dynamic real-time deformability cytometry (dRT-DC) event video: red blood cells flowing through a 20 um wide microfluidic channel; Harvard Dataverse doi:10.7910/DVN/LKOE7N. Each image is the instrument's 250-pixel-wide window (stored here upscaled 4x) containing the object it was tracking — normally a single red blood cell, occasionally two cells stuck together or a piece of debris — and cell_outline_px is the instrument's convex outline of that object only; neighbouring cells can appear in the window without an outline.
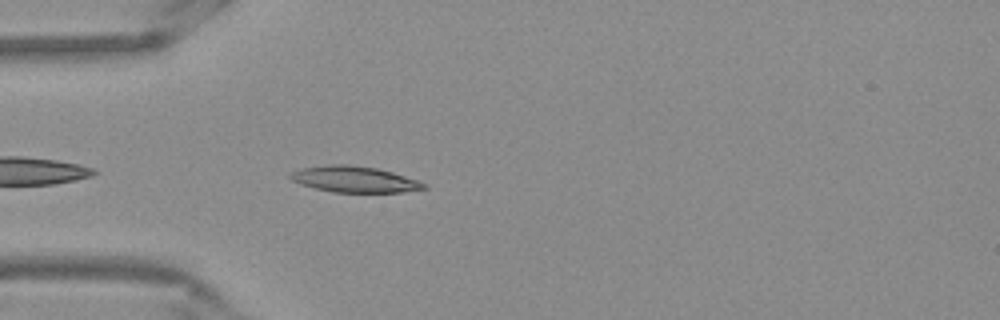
{"species": "Egyptian fruit bat (a non-hibernating species)", "species_latin": "Rousettus aegyptiacus", "temperature_condition": "warm", "stored_images_in_passage": 40, "camera_frame_rate_fps": 3000, "um_per_image_px": 0.085, "frame": {"image": 1, "passage_image": 3, "time_ms": 0.667, "image_size_px": [1000, 320], "cell_outline_px": [[428, 188], [400, 192], [332, 192], [300, 184], [292, 180], [288, 176], [292, 172], [304, 168], [332, 164], [348, 164], [376, 168], [392, 172], [428, 184]], "centroid_in_image_um": [30.14, 15.24], "position_along_channel_um": 54.9, "area_um2": 20.06}}
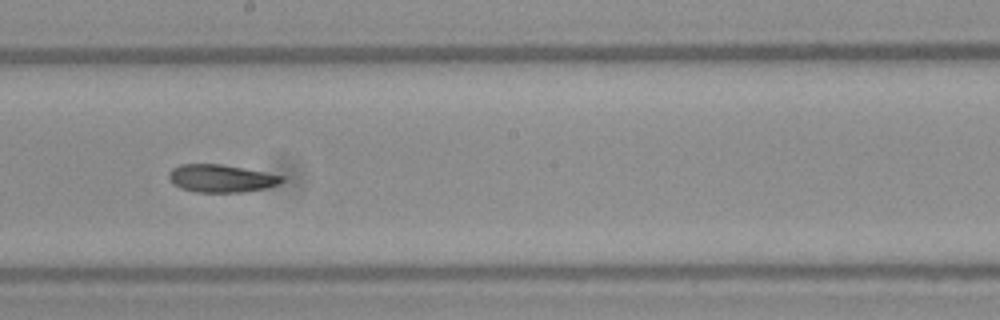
{"frame": {"image": 2, "passage_image": 17, "time_ms": 5.333, "image_size_px": [1000, 320], "cell_outline_px": [[284, 180], [280, 184], [268, 188], [244, 192], [196, 192], [180, 188], [172, 184], [168, 176], [168, 172], [172, 168], [180, 164], [220, 164], [244, 168], [284, 176]], "centroid_in_image_um": [18.79, 15.17], "position_along_channel_um": 229.4, "area_um2": 18.44}}
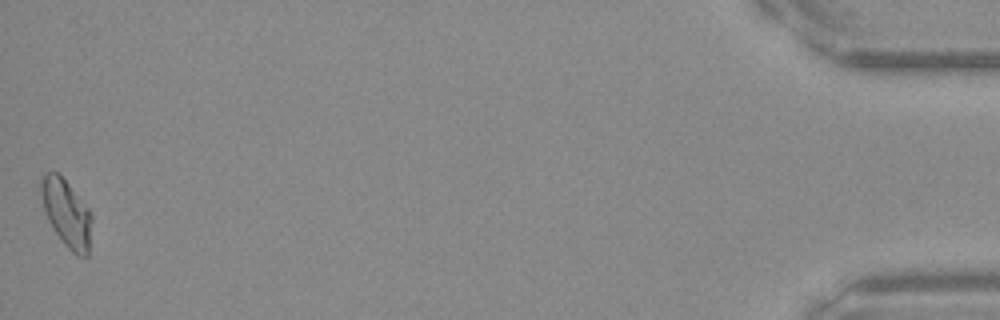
{"frame": {"image": 3, "passage_image": 40, "time_ms": 13.0, "image_size_px": [1000, 320], "cell_outline_px": [[92, 220], [88, 256], [76, 256], [64, 244], [48, 220], [44, 212], [36, 184], [44, 172], [56, 172], [68, 184], [88, 208], [92, 216]], "centroid_in_image_um": [5.59, 18.09], "position_along_channel_um": 429.6, "area_um2": 20.17}, "authors_computed_cell_mechanics": {"area_um2": 18.9584, "velocity_mm_per_s": 3.8624, "shape_relaxation_time_tau1_ms": 7.0507, "shape_relaxation_time_tau2_ms": 4.2237, "deformation_change_tau1": 0.1958, "deformation_change_tau2": 0.0994}}